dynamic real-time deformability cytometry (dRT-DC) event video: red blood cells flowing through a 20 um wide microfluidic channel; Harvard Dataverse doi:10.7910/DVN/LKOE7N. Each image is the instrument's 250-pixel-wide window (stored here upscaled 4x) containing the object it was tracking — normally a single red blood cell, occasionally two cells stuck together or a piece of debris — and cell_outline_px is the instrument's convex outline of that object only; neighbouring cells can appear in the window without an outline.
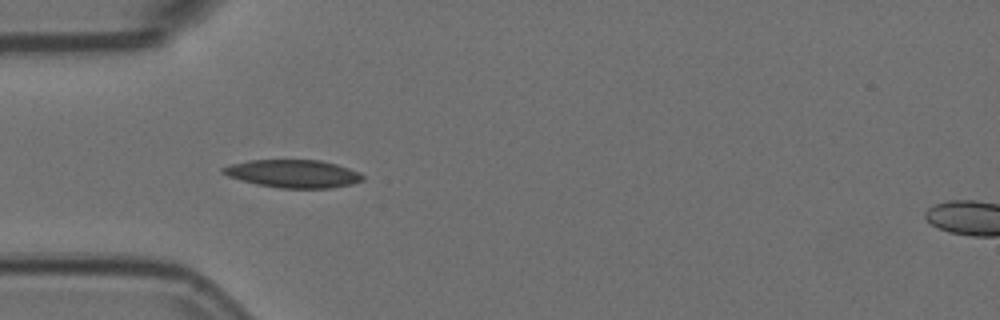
{"species": "Egyptian fruit bat (a non-hibernating species)", "species_latin": "Rousettus aegyptiacus", "temperature_condition": "room temperature", "stored_images_in_passage": 11, "camera_frame_rate_fps": 3000, "um_per_image_px": 0.085, "animal": {"sex": "female"}, "frame": {"image": 1, "passage_image": 1, "time_ms": 0.0, "image_size_px": [1000, 320], "cell_outline_px": [[364, 180], [352, 184], [332, 188], [280, 188], [256, 184], [240, 180], [228, 176], [220, 172], [220, 168], [232, 164], [248, 160], [320, 160], [336, 164], [360, 172], [364, 176]], "centroid_in_image_um": [24.92, 14.76], "position_along_channel_um": 60.1, "area_um2": 22.83}}
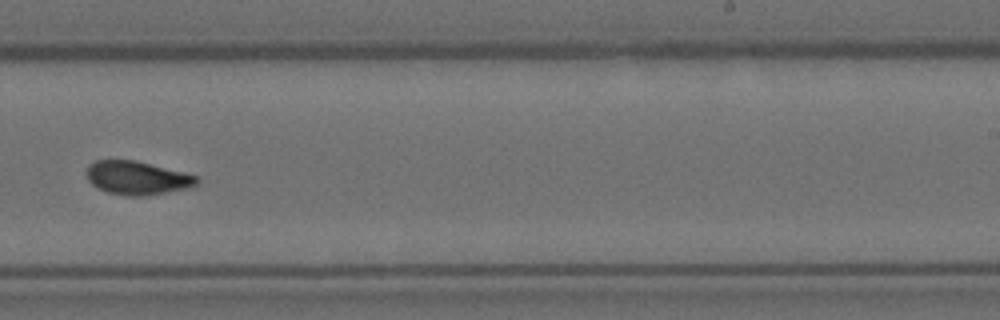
{"frame": {"image": 2, "passage_image": 6, "time_ms": 1.667, "image_size_px": [1000, 320], "cell_outline_px": [[200, 180], [196, 184], [188, 188], [144, 196], [124, 196], [108, 192], [92, 184], [88, 180], [84, 172], [88, 164], [96, 160], [136, 160], [184, 172], [196, 176]], "centroid_in_image_um": [11.62, 15.11], "position_along_channel_um": 277.4, "area_um2": 21.62}}
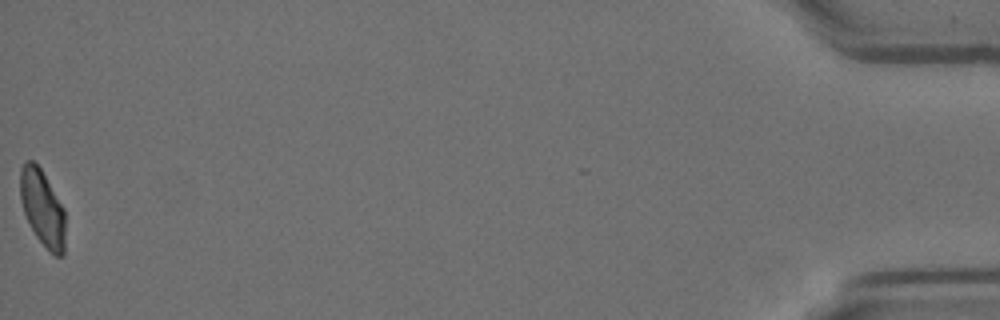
{"frame": {"image": 3, "passage_image": 11, "time_ms": 3.333, "image_size_px": [1000, 320], "cell_outline_px": [[64, 256], [56, 256], [36, 236], [24, 212], [20, 200], [20, 168], [24, 160], [32, 160], [40, 168], [64, 208]], "centroid_in_image_um": [3.59, 17.64], "position_along_channel_um": 431.6, "area_um2": 19.65}}